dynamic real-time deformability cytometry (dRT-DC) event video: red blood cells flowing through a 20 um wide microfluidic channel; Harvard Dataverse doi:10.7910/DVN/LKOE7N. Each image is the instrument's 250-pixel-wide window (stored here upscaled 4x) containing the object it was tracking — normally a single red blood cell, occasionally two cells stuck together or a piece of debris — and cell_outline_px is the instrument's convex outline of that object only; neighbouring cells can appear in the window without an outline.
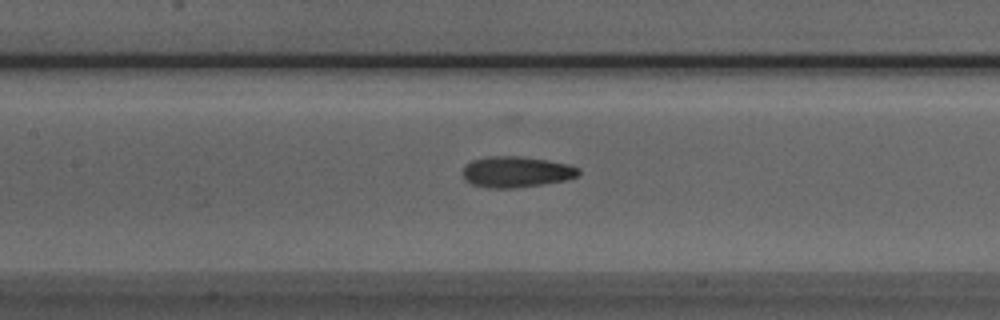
{"species": "Egyptian fruit bat (a non-hibernating species)", "species_latin": "Rousettus aegyptiacus", "temperature_condition": "room temperature", "stored_images_in_passage": 38, "camera_frame_rate_fps": 3000, "um_per_image_px": 0.085, "animal": {"sex": "male"}, "frame": {"image": 1, "passage_image": 11, "time_ms": 3.333, "image_size_px": [1000, 320], "cell_outline_px": [[580, 172], [576, 176], [568, 180], [544, 184], [516, 188], [488, 188], [472, 184], [464, 180], [464, 164], [472, 160], [492, 156], [520, 156], [548, 160], [568, 164], [580, 168]], "centroid_in_image_um": [43.9, 14.61], "position_along_channel_um": 163.5, "area_um2": 21.04}}
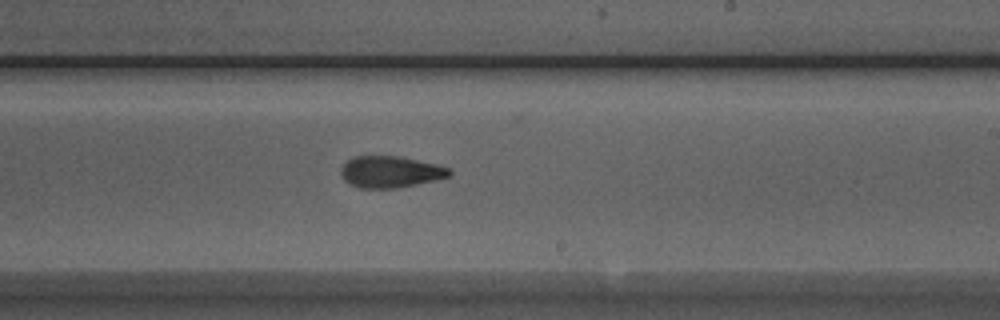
{"frame": {"image": 2, "passage_image": 18, "time_ms": 5.667, "image_size_px": [1000, 320], "cell_outline_px": [[452, 176], [416, 184], [396, 188], [360, 188], [348, 184], [344, 180], [340, 172], [340, 168], [348, 160], [356, 156], [396, 156], [436, 164], [448, 168], [452, 172]], "centroid_in_image_um": [33.16, 14.62], "position_along_channel_um": 255.8, "area_um2": 19.83}}
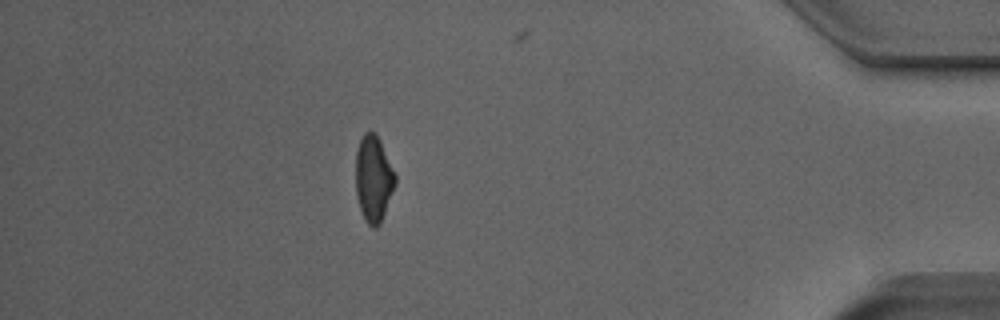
{"frame": {"image": 3, "passage_image": 33, "time_ms": 10.667, "image_size_px": [1000, 320], "cell_outline_px": [[396, 184], [380, 224], [376, 228], [372, 228], [364, 220], [356, 196], [356, 152], [360, 140], [364, 132], [376, 132], [380, 140], [396, 176]], "centroid_in_image_um": [31.74, 15.21], "position_along_channel_um": 403.5, "area_um2": 19.88}}